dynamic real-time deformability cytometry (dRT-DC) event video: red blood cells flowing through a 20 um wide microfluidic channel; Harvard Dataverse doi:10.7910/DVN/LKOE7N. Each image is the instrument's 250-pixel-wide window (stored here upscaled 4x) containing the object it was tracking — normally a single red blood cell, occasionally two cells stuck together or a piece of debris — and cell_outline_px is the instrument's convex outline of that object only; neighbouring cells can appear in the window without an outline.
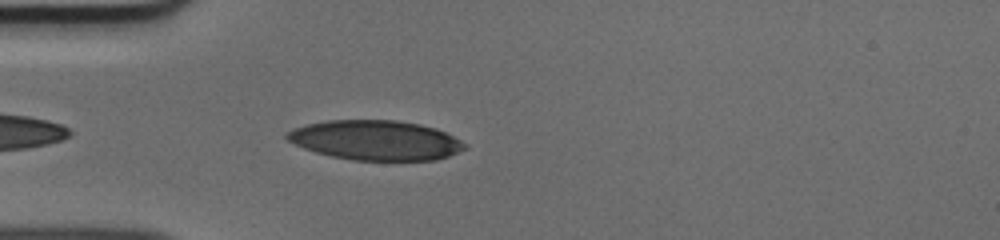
{"species": "human", "species_latin": "Homo sapiens", "temperature_condition": "cold", "stored_images_in_passage": 37, "camera_frame_rate_fps": 3000, "um_per_image_px": 0.085, "donor": {"sex": "male"}, "frame": {"image": 1, "passage_image": 2, "time_ms": 0.333, "image_size_px": [1000, 240], "cell_outline_px": [[468, 148], [448, 156], [436, 160], [352, 160], [332, 156], [316, 152], [304, 148], [288, 140], [284, 136], [284, 132], [304, 124], [328, 120], [396, 120], [420, 124], [436, 128], [468, 144]], "centroid_in_image_um": [31.92, 11.91], "position_along_channel_um": 53.1, "area_um2": 41.27}}
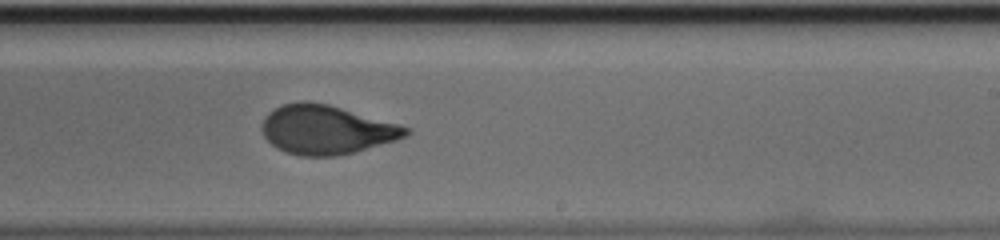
{"frame": {"image": 2, "passage_image": 18, "time_ms": 5.667, "image_size_px": [1000, 240], "cell_outline_px": [[412, 132], [408, 136], [396, 140], [356, 152], [340, 156], [300, 156], [284, 152], [276, 148], [264, 136], [260, 128], [260, 124], [264, 116], [268, 112], [284, 104], [300, 100], [308, 100], [328, 104], [412, 128]], "centroid_in_image_um": [27.73, 11.03], "position_along_channel_um": 261.3, "area_um2": 41.56}}
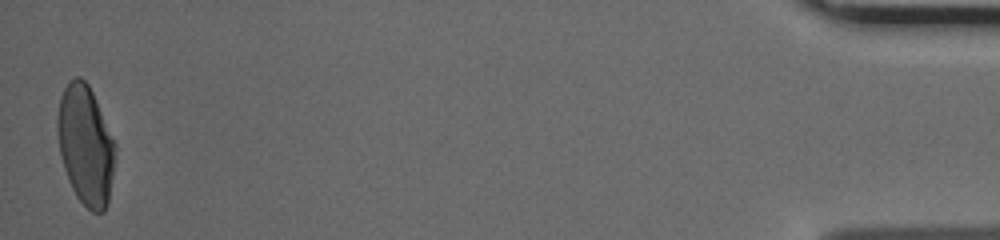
{"frame": {"image": 3, "passage_image": 37, "time_ms": 12.0, "image_size_px": [1000, 240], "cell_outline_px": [[116, 144], [112, 176], [108, 204], [104, 212], [92, 212], [76, 196], [68, 180], [64, 168], [60, 152], [56, 132], [56, 120], [60, 96], [68, 80], [76, 76], [80, 76], [88, 84], [92, 92]], "centroid_in_image_um": [7.25, 12.31], "position_along_channel_um": 427.9, "area_um2": 40.17}}